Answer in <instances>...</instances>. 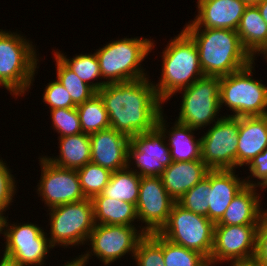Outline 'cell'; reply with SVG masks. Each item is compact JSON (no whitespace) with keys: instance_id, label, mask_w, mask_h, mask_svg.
<instances>
[{"instance_id":"cell-1","label":"cell","mask_w":267,"mask_h":266,"mask_svg":"<svg viewBox=\"0 0 267 266\" xmlns=\"http://www.w3.org/2000/svg\"><path fill=\"white\" fill-rule=\"evenodd\" d=\"M103 99L110 128L131 138L157 126L163 103L148 77L107 83L97 92Z\"/></svg>"},{"instance_id":"cell-2","label":"cell","mask_w":267,"mask_h":266,"mask_svg":"<svg viewBox=\"0 0 267 266\" xmlns=\"http://www.w3.org/2000/svg\"><path fill=\"white\" fill-rule=\"evenodd\" d=\"M195 42L204 76H225L254 62L231 29L184 28Z\"/></svg>"},{"instance_id":"cell-3","label":"cell","mask_w":267,"mask_h":266,"mask_svg":"<svg viewBox=\"0 0 267 266\" xmlns=\"http://www.w3.org/2000/svg\"><path fill=\"white\" fill-rule=\"evenodd\" d=\"M169 42L162 52V76L158 84H154L157 96L163 103L179 90L204 77L193 39L182 30Z\"/></svg>"},{"instance_id":"cell-4","label":"cell","mask_w":267,"mask_h":266,"mask_svg":"<svg viewBox=\"0 0 267 266\" xmlns=\"http://www.w3.org/2000/svg\"><path fill=\"white\" fill-rule=\"evenodd\" d=\"M29 41L0 29V84L16 97L24 96L37 71V54Z\"/></svg>"},{"instance_id":"cell-5","label":"cell","mask_w":267,"mask_h":266,"mask_svg":"<svg viewBox=\"0 0 267 266\" xmlns=\"http://www.w3.org/2000/svg\"><path fill=\"white\" fill-rule=\"evenodd\" d=\"M153 44V41L146 38H123L98 49L95 54L102 78H106V83L146 78L147 73L140 65L153 49Z\"/></svg>"},{"instance_id":"cell-6","label":"cell","mask_w":267,"mask_h":266,"mask_svg":"<svg viewBox=\"0 0 267 266\" xmlns=\"http://www.w3.org/2000/svg\"><path fill=\"white\" fill-rule=\"evenodd\" d=\"M253 62L239 71L220 77V107L228 106L232 117L267 115V86L252 79Z\"/></svg>"},{"instance_id":"cell-7","label":"cell","mask_w":267,"mask_h":266,"mask_svg":"<svg viewBox=\"0 0 267 266\" xmlns=\"http://www.w3.org/2000/svg\"><path fill=\"white\" fill-rule=\"evenodd\" d=\"M214 226L206 216L195 214L175 202L167 223L158 233L174 244L199 252L209 260Z\"/></svg>"},{"instance_id":"cell-8","label":"cell","mask_w":267,"mask_h":266,"mask_svg":"<svg viewBox=\"0 0 267 266\" xmlns=\"http://www.w3.org/2000/svg\"><path fill=\"white\" fill-rule=\"evenodd\" d=\"M50 244L52 247H65L85 244L95 227L94 211L91 199L67 203L49 209Z\"/></svg>"},{"instance_id":"cell-9","label":"cell","mask_w":267,"mask_h":266,"mask_svg":"<svg viewBox=\"0 0 267 266\" xmlns=\"http://www.w3.org/2000/svg\"><path fill=\"white\" fill-rule=\"evenodd\" d=\"M181 91L184 92L178 122L196 130L220 119L216 117L221 109L219 76H204Z\"/></svg>"},{"instance_id":"cell-10","label":"cell","mask_w":267,"mask_h":266,"mask_svg":"<svg viewBox=\"0 0 267 266\" xmlns=\"http://www.w3.org/2000/svg\"><path fill=\"white\" fill-rule=\"evenodd\" d=\"M145 234L147 233L144 230H137L134 226L95 224L88 238L90 247H92L91 252L87 251L76 260L85 266L92 251L105 266L120 259L128 252H132L133 257L138 242Z\"/></svg>"},{"instance_id":"cell-11","label":"cell","mask_w":267,"mask_h":266,"mask_svg":"<svg viewBox=\"0 0 267 266\" xmlns=\"http://www.w3.org/2000/svg\"><path fill=\"white\" fill-rule=\"evenodd\" d=\"M239 118L221 116L201 137V160L210 170L237 167Z\"/></svg>"},{"instance_id":"cell-12","label":"cell","mask_w":267,"mask_h":266,"mask_svg":"<svg viewBox=\"0 0 267 266\" xmlns=\"http://www.w3.org/2000/svg\"><path fill=\"white\" fill-rule=\"evenodd\" d=\"M6 246L3 256L20 266H42L49 249H53L44 230L32 223L5 224Z\"/></svg>"},{"instance_id":"cell-13","label":"cell","mask_w":267,"mask_h":266,"mask_svg":"<svg viewBox=\"0 0 267 266\" xmlns=\"http://www.w3.org/2000/svg\"><path fill=\"white\" fill-rule=\"evenodd\" d=\"M256 236L257 225H215L213 248L208 260L209 266L222 261L253 260L256 251Z\"/></svg>"},{"instance_id":"cell-14","label":"cell","mask_w":267,"mask_h":266,"mask_svg":"<svg viewBox=\"0 0 267 266\" xmlns=\"http://www.w3.org/2000/svg\"><path fill=\"white\" fill-rule=\"evenodd\" d=\"M165 134L156 126L153 130L139 133L130 138L128 147V167L134 160L135 172L140 177L160 176L165 167L173 161L170 149L165 142Z\"/></svg>"},{"instance_id":"cell-15","label":"cell","mask_w":267,"mask_h":266,"mask_svg":"<svg viewBox=\"0 0 267 266\" xmlns=\"http://www.w3.org/2000/svg\"><path fill=\"white\" fill-rule=\"evenodd\" d=\"M39 161L42 171L37 191L49 209L86 199L77 170L58 167L48 161L46 156L40 157Z\"/></svg>"},{"instance_id":"cell-16","label":"cell","mask_w":267,"mask_h":266,"mask_svg":"<svg viewBox=\"0 0 267 266\" xmlns=\"http://www.w3.org/2000/svg\"><path fill=\"white\" fill-rule=\"evenodd\" d=\"M175 202L160 176L141 177L136 212L138 219L146 225L142 230L147 234L159 232L167 223Z\"/></svg>"},{"instance_id":"cell-17","label":"cell","mask_w":267,"mask_h":266,"mask_svg":"<svg viewBox=\"0 0 267 266\" xmlns=\"http://www.w3.org/2000/svg\"><path fill=\"white\" fill-rule=\"evenodd\" d=\"M198 15L184 28L231 29L237 31L248 6L240 0H198Z\"/></svg>"},{"instance_id":"cell-18","label":"cell","mask_w":267,"mask_h":266,"mask_svg":"<svg viewBox=\"0 0 267 266\" xmlns=\"http://www.w3.org/2000/svg\"><path fill=\"white\" fill-rule=\"evenodd\" d=\"M91 162L111 172L128 167L130 138L112 128L90 134Z\"/></svg>"},{"instance_id":"cell-19","label":"cell","mask_w":267,"mask_h":266,"mask_svg":"<svg viewBox=\"0 0 267 266\" xmlns=\"http://www.w3.org/2000/svg\"><path fill=\"white\" fill-rule=\"evenodd\" d=\"M208 185V219L216 224L223 216L232 199L246 185L234 170H209L206 174Z\"/></svg>"},{"instance_id":"cell-20","label":"cell","mask_w":267,"mask_h":266,"mask_svg":"<svg viewBox=\"0 0 267 266\" xmlns=\"http://www.w3.org/2000/svg\"><path fill=\"white\" fill-rule=\"evenodd\" d=\"M267 148V115L239 117L237 168L248 165Z\"/></svg>"},{"instance_id":"cell-21","label":"cell","mask_w":267,"mask_h":266,"mask_svg":"<svg viewBox=\"0 0 267 266\" xmlns=\"http://www.w3.org/2000/svg\"><path fill=\"white\" fill-rule=\"evenodd\" d=\"M210 169L202 160L173 161L160 175L168 194L178 201L187 191L201 181Z\"/></svg>"},{"instance_id":"cell-22","label":"cell","mask_w":267,"mask_h":266,"mask_svg":"<svg viewBox=\"0 0 267 266\" xmlns=\"http://www.w3.org/2000/svg\"><path fill=\"white\" fill-rule=\"evenodd\" d=\"M256 187L245 185L215 225H258L266 210L260 209L261 201Z\"/></svg>"},{"instance_id":"cell-23","label":"cell","mask_w":267,"mask_h":266,"mask_svg":"<svg viewBox=\"0 0 267 266\" xmlns=\"http://www.w3.org/2000/svg\"><path fill=\"white\" fill-rule=\"evenodd\" d=\"M157 127L165 134L166 139L169 138L167 141L169 142L168 147L172 161L186 162L201 160V138L198 140L193 138L194 134L192 131H195V129L176 121L174 128H171V132L170 130L167 131L163 112L159 114Z\"/></svg>"},{"instance_id":"cell-24","label":"cell","mask_w":267,"mask_h":266,"mask_svg":"<svg viewBox=\"0 0 267 266\" xmlns=\"http://www.w3.org/2000/svg\"><path fill=\"white\" fill-rule=\"evenodd\" d=\"M237 33L243 47L254 60L255 54H260L267 48V24L256 5L245 8Z\"/></svg>"},{"instance_id":"cell-25","label":"cell","mask_w":267,"mask_h":266,"mask_svg":"<svg viewBox=\"0 0 267 266\" xmlns=\"http://www.w3.org/2000/svg\"><path fill=\"white\" fill-rule=\"evenodd\" d=\"M59 142V157H46L52 164L61 168L78 170L88 162H91L89 134L82 132L75 135L59 137Z\"/></svg>"},{"instance_id":"cell-26","label":"cell","mask_w":267,"mask_h":266,"mask_svg":"<svg viewBox=\"0 0 267 266\" xmlns=\"http://www.w3.org/2000/svg\"><path fill=\"white\" fill-rule=\"evenodd\" d=\"M91 201L95 224L134 226L132 223L138 219L136 206L132 203L102 194L94 196Z\"/></svg>"},{"instance_id":"cell-27","label":"cell","mask_w":267,"mask_h":266,"mask_svg":"<svg viewBox=\"0 0 267 266\" xmlns=\"http://www.w3.org/2000/svg\"><path fill=\"white\" fill-rule=\"evenodd\" d=\"M140 180L141 177L129 167L117 170L112 172L109 183L101 194L136 206L139 198Z\"/></svg>"},{"instance_id":"cell-28","label":"cell","mask_w":267,"mask_h":266,"mask_svg":"<svg viewBox=\"0 0 267 266\" xmlns=\"http://www.w3.org/2000/svg\"><path fill=\"white\" fill-rule=\"evenodd\" d=\"M76 108L83 133L90 135L110 128L108 113L103 99L98 93L84 103L77 105Z\"/></svg>"},{"instance_id":"cell-29","label":"cell","mask_w":267,"mask_h":266,"mask_svg":"<svg viewBox=\"0 0 267 266\" xmlns=\"http://www.w3.org/2000/svg\"><path fill=\"white\" fill-rule=\"evenodd\" d=\"M54 53L72 72L91 86L96 92L107 84L106 81L90 82L91 80H97L98 77H100V79L102 78L99 61L95 53L76 55L72 59H68L61 51H56Z\"/></svg>"},{"instance_id":"cell-30","label":"cell","mask_w":267,"mask_h":266,"mask_svg":"<svg viewBox=\"0 0 267 266\" xmlns=\"http://www.w3.org/2000/svg\"><path fill=\"white\" fill-rule=\"evenodd\" d=\"M82 192L86 199L101 194L108 185L112 172L98 164L88 162L77 170Z\"/></svg>"},{"instance_id":"cell-31","label":"cell","mask_w":267,"mask_h":266,"mask_svg":"<svg viewBox=\"0 0 267 266\" xmlns=\"http://www.w3.org/2000/svg\"><path fill=\"white\" fill-rule=\"evenodd\" d=\"M57 80L69 92L77 106L89 100L97 92L72 72L55 54Z\"/></svg>"},{"instance_id":"cell-32","label":"cell","mask_w":267,"mask_h":266,"mask_svg":"<svg viewBox=\"0 0 267 266\" xmlns=\"http://www.w3.org/2000/svg\"><path fill=\"white\" fill-rule=\"evenodd\" d=\"M165 266H209L208 260L199 252L174 244L162 237Z\"/></svg>"},{"instance_id":"cell-33","label":"cell","mask_w":267,"mask_h":266,"mask_svg":"<svg viewBox=\"0 0 267 266\" xmlns=\"http://www.w3.org/2000/svg\"><path fill=\"white\" fill-rule=\"evenodd\" d=\"M134 259L138 266H165L162 236L158 232L145 234L137 244Z\"/></svg>"},{"instance_id":"cell-34","label":"cell","mask_w":267,"mask_h":266,"mask_svg":"<svg viewBox=\"0 0 267 266\" xmlns=\"http://www.w3.org/2000/svg\"><path fill=\"white\" fill-rule=\"evenodd\" d=\"M209 184V179L207 177H204L176 202L183 208L190 210L195 214L206 216L208 218Z\"/></svg>"},{"instance_id":"cell-35","label":"cell","mask_w":267,"mask_h":266,"mask_svg":"<svg viewBox=\"0 0 267 266\" xmlns=\"http://www.w3.org/2000/svg\"><path fill=\"white\" fill-rule=\"evenodd\" d=\"M52 126L60 133L59 137L82 133L77 108H56L50 110Z\"/></svg>"},{"instance_id":"cell-36","label":"cell","mask_w":267,"mask_h":266,"mask_svg":"<svg viewBox=\"0 0 267 266\" xmlns=\"http://www.w3.org/2000/svg\"><path fill=\"white\" fill-rule=\"evenodd\" d=\"M43 102L48 104L50 110L56 108H74L76 105L73 103L69 92L63 87L61 83L56 79L55 81L48 83L44 89Z\"/></svg>"},{"instance_id":"cell-37","label":"cell","mask_w":267,"mask_h":266,"mask_svg":"<svg viewBox=\"0 0 267 266\" xmlns=\"http://www.w3.org/2000/svg\"><path fill=\"white\" fill-rule=\"evenodd\" d=\"M14 176L11 174L10 169L6 163L0 159V210L6 211L11 204L15 191ZM7 208V209H6Z\"/></svg>"},{"instance_id":"cell-38","label":"cell","mask_w":267,"mask_h":266,"mask_svg":"<svg viewBox=\"0 0 267 266\" xmlns=\"http://www.w3.org/2000/svg\"><path fill=\"white\" fill-rule=\"evenodd\" d=\"M254 260L260 266H267V210L262 214L257 225L256 251Z\"/></svg>"},{"instance_id":"cell-39","label":"cell","mask_w":267,"mask_h":266,"mask_svg":"<svg viewBox=\"0 0 267 266\" xmlns=\"http://www.w3.org/2000/svg\"><path fill=\"white\" fill-rule=\"evenodd\" d=\"M249 171L254 178L260 180L257 183H253L248 179H245L247 186H262L267 181V148L257 155L249 164Z\"/></svg>"},{"instance_id":"cell-40","label":"cell","mask_w":267,"mask_h":266,"mask_svg":"<svg viewBox=\"0 0 267 266\" xmlns=\"http://www.w3.org/2000/svg\"><path fill=\"white\" fill-rule=\"evenodd\" d=\"M260 11L261 17L267 24V0H262L260 3L256 5Z\"/></svg>"},{"instance_id":"cell-41","label":"cell","mask_w":267,"mask_h":266,"mask_svg":"<svg viewBox=\"0 0 267 266\" xmlns=\"http://www.w3.org/2000/svg\"><path fill=\"white\" fill-rule=\"evenodd\" d=\"M231 266H260V264L253 259L249 261L232 262Z\"/></svg>"},{"instance_id":"cell-42","label":"cell","mask_w":267,"mask_h":266,"mask_svg":"<svg viewBox=\"0 0 267 266\" xmlns=\"http://www.w3.org/2000/svg\"><path fill=\"white\" fill-rule=\"evenodd\" d=\"M0 266H20V265H18L15 261L3 256V258L0 261Z\"/></svg>"},{"instance_id":"cell-43","label":"cell","mask_w":267,"mask_h":266,"mask_svg":"<svg viewBox=\"0 0 267 266\" xmlns=\"http://www.w3.org/2000/svg\"><path fill=\"white\" fill-rule=\"evenodd\" d=\"M3 212L4 211L0 210V234L5 235V224H6V221H8V220L5 216H3Z\"/></svg>"},{"instance_id":"cell-44","label":"cell","mask_w":267,"mask_h":266,"mask_svg":"<svg viewBox=\"0 0 267 266\" xmlns=\"http://www.w3.org/2000/svg\"><path fill=\"white\" fill-rule=\"evenodd\" d=\"M245 2L247 5H257L258 3H260L262 0H240Z\"/></svg>"},{"instance_id":"cell-45","label":"cell","mask_w":267,"mask_h":266,"mask_svg":"<svg viewBox=\"0 0 267 266\" xmlns=\"http://www.w3.org/2000/svg\"><path fill=\"white\" fill-rule=\"evenodd\" d=\"M64 266H82L76 259L68 261Z\"/></svg>"},{"instance_id":"cell-46","label":"cell","mask_w":267,"mask_h":266,"mask_svg":"<svg viewBox=\"0 0 267 266\" xmlns=\"http://www.w3.org/2000/svg\"><path fill=\"white\" fill-rule=\"evenodd\" d=\"M263 55H265V57L264 58H267V48L266 49H264L262 52H261ZM267 62V61H266Z\"/></svg>"},{"instance_id":"cell-47","label":"cell","mask_w":267,"mask_h":266,"mask_svg":"<svg viewBox=\"0 0 267 266\" xmlns=\"http://www.w3.org/2000/svg\"><path fill=\"white\" fill-rule=\"evenodd\" d=\"M265 189V188H267V181L261 186V189Z\"/></svg>"}]
</instances>
